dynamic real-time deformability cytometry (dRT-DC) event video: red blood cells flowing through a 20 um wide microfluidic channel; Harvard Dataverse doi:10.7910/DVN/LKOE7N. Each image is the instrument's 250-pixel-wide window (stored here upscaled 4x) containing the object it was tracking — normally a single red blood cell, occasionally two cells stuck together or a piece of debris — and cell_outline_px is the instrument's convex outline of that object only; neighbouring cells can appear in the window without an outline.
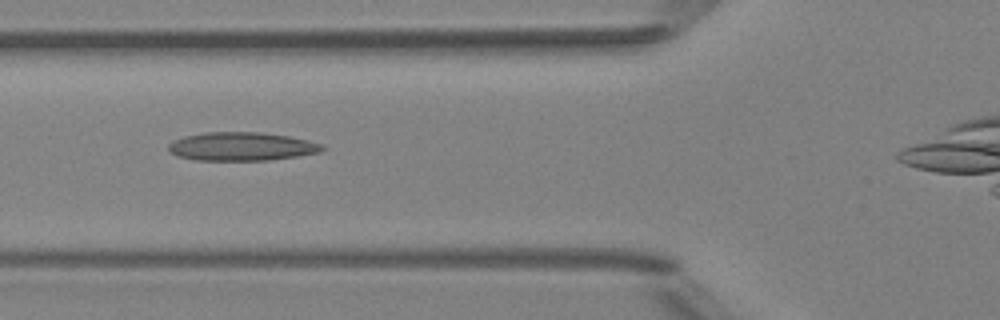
{"species": "Egyptian fruit bat (a non-hibernating species)", "species_latin": "Rousettus aegyptiacus", "temperature_condition": "room temperature", "stored_images_in_passage": 7, "camera_frame_rate_fps": 3000, "um_per_image_px": 0.085, "animal": {"sex": "female"}, "frame": {"image": 1, "passage_image": 4, "time_ms": 3.333, "image_size_px": [1000, 320], "cell_outline_px": [[328, 148], [320, 152], [296, 156], [268, 160], [192, 160], [176, 156], [168, 152], [168, 144], [172, 140], [184, 136], [204, 132], [260, 132], [288, 136], [308, 140], [324, 144]], "centroid_in_image_um": [20.51, 12.45], "position_along_channel_um": 105.3, "area_um2": 25.84}}